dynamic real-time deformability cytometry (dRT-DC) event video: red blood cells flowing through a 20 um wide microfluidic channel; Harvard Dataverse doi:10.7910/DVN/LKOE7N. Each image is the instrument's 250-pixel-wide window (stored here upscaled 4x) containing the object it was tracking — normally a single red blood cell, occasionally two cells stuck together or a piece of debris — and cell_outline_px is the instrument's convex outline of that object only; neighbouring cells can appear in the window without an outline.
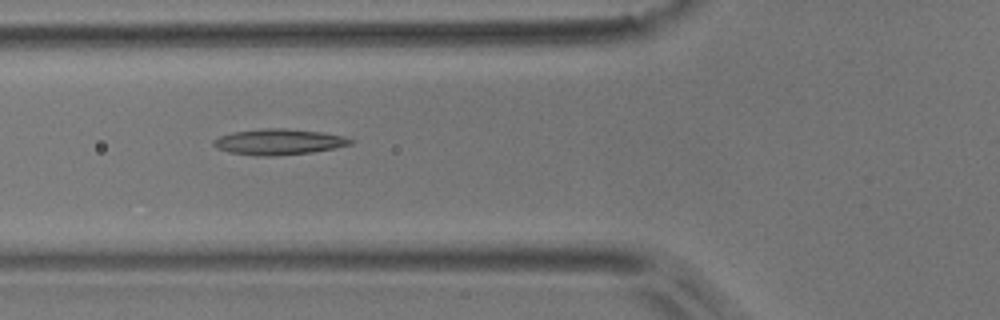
{"species": "common noctule bat (a hibernating species)", "species_latin": "Nyctalus noctula", "temperature_condition": "room temperature", "stored_images_in_passage": 9, "camera_frame_rate_fps": 3000, "um_per_image_px": 0.085, "animal": {"sex": "male", "body_mass_g": 17.9}, "frame": {"image": 1, "passage_image": 6, "time_ms": 1.667, "image_size_px": [1000, 320], "cell_outline_px": [[356, 140], [352, 144], [312, 152], [272, 156], [252, 156], [232, 152], [216, 148], [212, 144], [212, 140], [220, 136], [232, 132], [268, 128], [284, 128], [320, 132], [344, 136]], "centroid_in_image_um": [23.68, 12.06], "position_along_channel_um": 102.1, "area_um2": 20.52}}
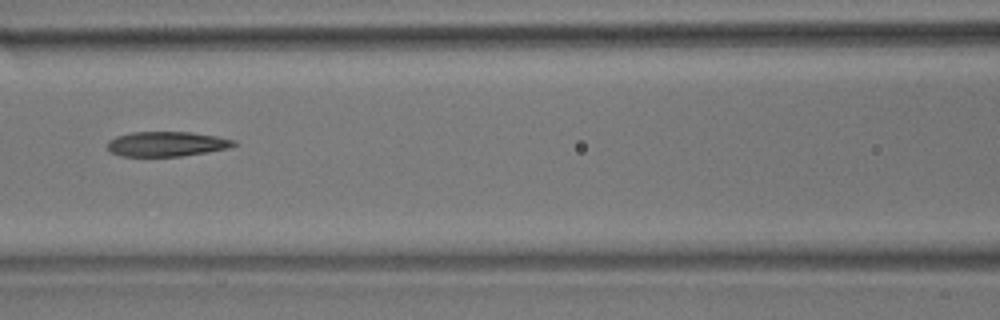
{"frame": {"image": 2, "passage_image": 7, "time_ms": 2.0, "image_size_px": [1000, 320], "cell_outline_px": [[240, 144], [228, 148], [208, 152], [180, 156], [120, 156], [112, 152], [108, 148], [108, 140], [116, 136], [132, 132], [192, 132], [216, 136], [236, 140]], "centroid_in_image_um": [14.21, 12.23], "position_along_channel_um": 152.4, "area_um2": 18.38}}